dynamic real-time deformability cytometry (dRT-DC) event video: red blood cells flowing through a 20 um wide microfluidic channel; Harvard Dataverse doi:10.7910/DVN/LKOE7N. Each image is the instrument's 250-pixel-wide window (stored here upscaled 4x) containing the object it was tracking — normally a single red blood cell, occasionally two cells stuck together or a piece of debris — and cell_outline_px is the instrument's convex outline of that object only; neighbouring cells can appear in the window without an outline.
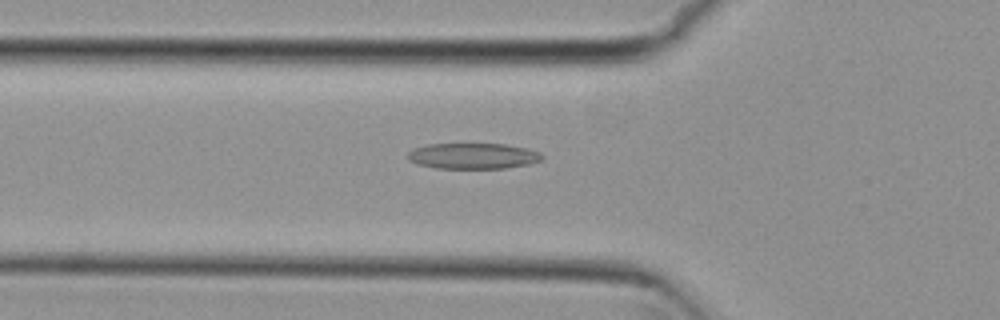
{"species": "common noctule bat (a hibernating species)", "species_latin": "Nyctalus noctula", "temperature_condition": "cold", "stored_images_in_passage": 40, "camera_frame_rate_fps": 3000, "um_per_image_px": 0.085, "animal": {"sex": "female", "body_mass_g": 29.2, "forearm_length_mm": 56.3}, "frame": {"image": 1, "passage_image": 4, "time_ms": 1.0, "image_size_px": [1000, 320], "cell_outline_px": [[544, 156], [540, 160], [528, 164], [504, 168], [436, 168], [416, 164], [408, 160], [408, 152], [412, 148], [428, 144], [504, 144], [528, 148], [540, 152]], "centroid_in_image_um": [40.18, 13.25], "position_along_channel_um": 85.6, "area_um2": 20.23}}
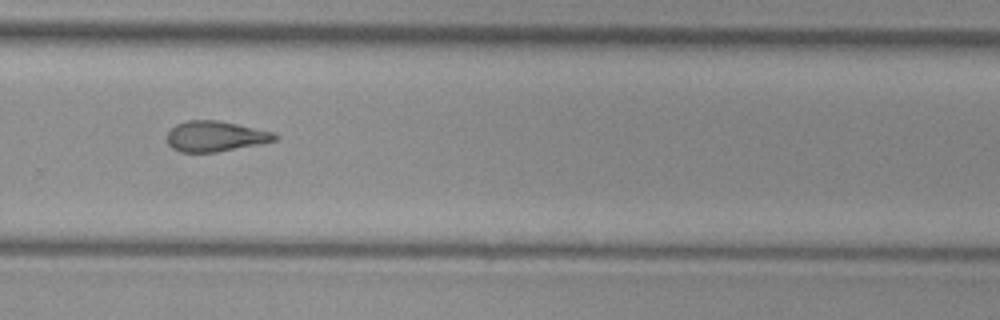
{"frame": {"image": 2, "passage_image": 22, "time_ms": 7.0, "image_size_px": [1000, 320], "cell_outline_px": [[276, 140], [260, 144], [216, 152], [180, 152], [172, 148], [168, 144], [168, 132], [176, 124], [188, 120], [216, 120], [236, 124], [272, 132], [276, 136]], "centroid_in_image_um": [18.26, 11.59], "position_along_channel_um": 311.5, "area_um2": 18.84}}
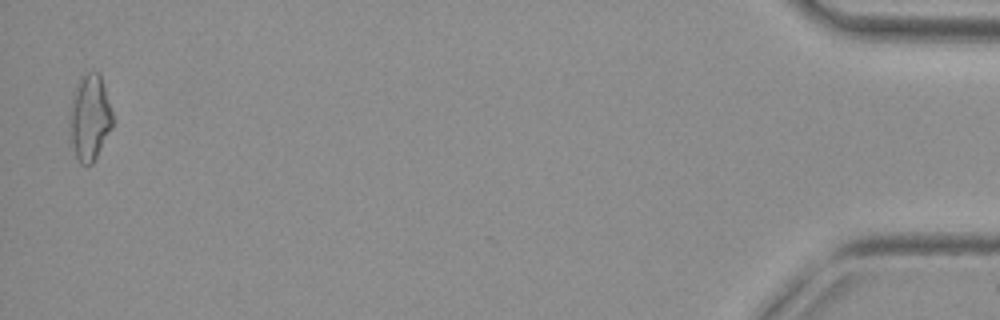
{"frame": {"image": 3, "passage_image": 39, "time_ms": 12.667, "image_size_px": [1000, 320], "cell_outline_px": [[112, 128], [92, 164], [80, 164], [76, 156], [72, 144], [68, 128], [68, 112], [72, 96], [80, 80], [88, 72], [100, 72], [112, 112]], "centroid_in_image_um": [7.6, 10.01], "position_along_channel_um": 427.6, "area_um2": 21.5}, "authors_computed_cell_mechanics": {"area_um2": 19.1318, "velocity_mm_per_s": 3.7612, "shape_relaxation_time_tau1_ms": null, "shape_relaxation_time_tau2_ms": 5.2107, "deformation_change_tau1": null, "deformation_change_tau2": 0.153}}